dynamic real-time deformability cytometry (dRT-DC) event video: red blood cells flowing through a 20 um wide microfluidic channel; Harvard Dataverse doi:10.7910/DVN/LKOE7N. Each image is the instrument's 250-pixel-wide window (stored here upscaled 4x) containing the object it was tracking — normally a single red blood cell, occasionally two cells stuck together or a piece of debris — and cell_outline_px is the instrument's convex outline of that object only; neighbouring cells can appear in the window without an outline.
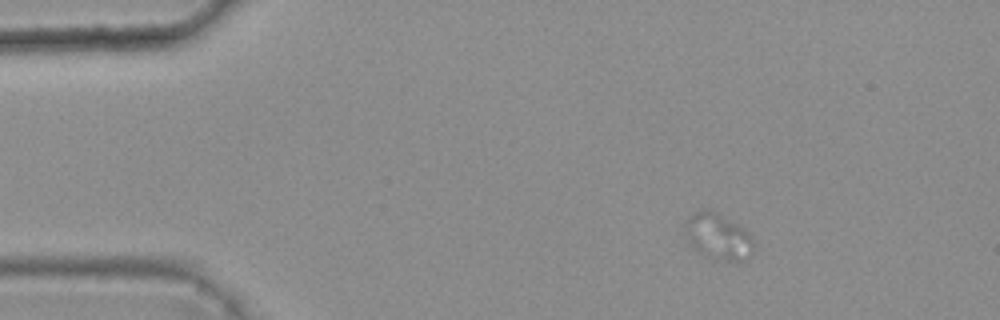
{"species": "common noctule bat (a hibernating species)", "species_latin": "Nyctalus noctula", "temperature_condition": "warm", "stored_images_in_passage": 4, "camera_frame_rate_fps": 3000, "um_per_image_px": 0.085, "animal": {"sex": "female", "body_mass_g": 25.1}, "frame": {"image": 1, "passage_image": 2, "time_ms": 0.333, "image_size_px": [1000, 320], "cell_outline_px": [[752, 252], [740, 260], [728, 260], [704, 256], [692, 248], [688, 244], [684, 224], [688, 216], [704, 208], [716, 212], [736, 224], [748, 232], [752, 236]], "centroid_in_image_um": [60.96, 20.08], "position_along_channel_um": 24.0, "area_um2": 18.09}}